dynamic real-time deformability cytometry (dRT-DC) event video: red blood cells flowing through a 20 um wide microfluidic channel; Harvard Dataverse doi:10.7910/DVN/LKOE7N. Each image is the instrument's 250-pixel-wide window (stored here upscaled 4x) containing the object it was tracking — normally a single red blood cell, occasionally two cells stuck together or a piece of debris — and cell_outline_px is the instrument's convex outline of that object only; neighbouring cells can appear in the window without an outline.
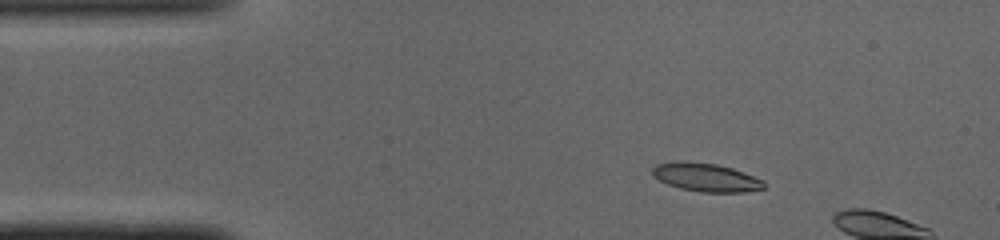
{"species": "common noctule bat (a hibernating species)", "species_latin": "Nyctalus noctula", "temperature_condition": "cold", "stored_images_in_passage": 10, "camera_frame_rate_fps": 3000, "um_per_image_px": 0.085, "animal": {"sex": "male", "body_mass_g": 19.0, "forearm_length_mm": 50.8}, "frame": {"image": 1, "passage_image": 7, "time_ms": 2.0, "image_size_px": [1000, 240], "cell_outline_px": [[764, 188], [744, 192], [704, 192], [680, 188], [668, 184], [652, 176], [652, 168], [656, 164], [676, 160], [716, 164], [732, 168], [744, 172], [764, 180]], "centroid_in_image_um": [59.99, 15.06], "position_along_channel_um": 25.0, "area_um2": 18.44}}